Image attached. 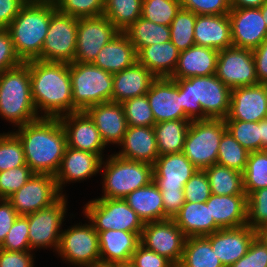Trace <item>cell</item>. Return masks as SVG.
<instances>
[{
  "instance_id": "cell-58",
  "label": "cell",
  "mask_w": 267,
  "mask_h": 267,
  "mask_svg": "<svg viewBox=\"0 0 267 267\" xmlns=\"http://www.w3.org/2000/svg\"><path fill=\"white\" fill-rule=\"evenodd\" d=\"M19 215L7 199L0 201V245Z\"/></svg>"
},
{
  "instance_id": "cell-15",
  "label": "cell",
  "mask_w": 267,
  "mask_h": 267,
  "mask_svg": "<svg viewBox=\"0 0 267 267\" xmlns=\"http://www.w3.org/2000/svg\"><path fill=\"white\" fill-rule=\"evenodd\" d=\"M119 32L104 15L78 18L74 62L93 63L105 44Z\"/></svg>"
},
{
  "instance_id": "cell-8",
  "label": "cell",
  "mask_w": 267,
  "mask_h": 267,
  "mask_svg": "<svg viewBox=\"0 0 267 267\" xmlns=\"http://www.w3.org/2000/svg\"><path fill=\"white\" fill-rule=\"evenodd\" d=\"M226 130L224 119L191 121L183 153L198 170L217 164L219 144Z\"/></svg>"
},
{
  "instance_id": "cell-35",
  "label": "cell",
  "mask_w": 267,
  "mask_h": 267,
  "mask_svg": "<svg viewBox=\"0 0 267 267\" xmlns=\"http://www.w3.org/2000/svg\"><path fill=\"white\" fill-rule=\"evenodd\" d=\"M191 119L169 120L153 126L159 156L183 152Z\"/></svg>"
},
{
  "instance_id": "cell-36",
  "label": "cell",
  "mask_w": 267,
  "mask_h": 267,
  "mask_svg": "<svg viewBox=\"0 0 267 267\" xmlns=\"http://www.w3.org/2000/svg\"><path fill=\"white\" fill-rule=\"evenodd\" d=\"M135 47L136 52L141 48L170 41V27L154 23L143 17L138 18L123 31Z\"/></svg>"
},
{
  "instance_id": "cell-17",
  "label": "cell",
  "mask_w": 267,
  "mask_h": 267,
  "mask_svg": "<svg viewBox=\"0 0 267 267\" xmlns=\"http://www.w3.org/2000/svg\"><path fill=\"white\" fill-rule=\"evenodd\" d=\"M228 17L234 47L253 50L267 38V26L259 8H231Z\"/></svg>"
},
{
  "instance_id": "cell-24",
  "label": "cell",
  "mask_w": 267,
  "mask_h": 267,
  "mask_svg": "<svg viewBox=\"0 0 267 267\" xmlns=\"http://www.w3.org/2000/svg\"><path fill=\"white\" fill-rule=\"evenodd\" d=\"M85 112L93 120L106 146L121 143L128 127L121 103L103 102L88 107Z\"/></svg>"
},
{
  "instance_id": "cell-51",
  "label": "cell",
  "mask_w": 267,
  "mask_h": 267,
  "mask_svg": "<svg viewBox=\"0 0 267 267\" xmlns=\"http://www.w3.org/2000/svg\"><path fill=\"white\" fill-rule=\"evenodd\" d=\"M211 187L204 170H197L184 185V197L187 202H206L211 196Z\"/></svg>"
},
{
  "instance_id": "cell-37",
  "label": "cell",
  "mask_w": 267,
  "mask_h": 267,
  "mask_svg": "<svg viewBox=\"0 0 267 267\" xmlns=\"http://www.w3.org/2000/svg\"><path fill=\"white\" fill-rule=\"evenodd\" d=\"M205 236L187 237L177 267H224Z\"/></svg>"
},
{
  "instance_id": "cell-4",
  "label": "cell",
  "mask_w": 267,
  "mask_h": 267,
  "mask_svg": "<svg viewBox=\"0 0 267 267\" xmlns=\"http://www.w3.org/2000/svg\"><path fill=\"white\" fill-rule=\"evenodd\" d=\"M56 10L54 1H30L6 28L20 60L25 63L40 60L51 14Z\"/></svg>"
},
{
  "instance_id": "cell-57",
  "label": "cell",
  "mask_w": 267,
  "mask_h": 267,
  "mask_svg": "<svg viewBox=\"0 0 267 267\" xmlns=\"http://www.w3.org/2000/svg\"><path fill=\"white\" fill-rule=\"evenodd\" d=\"M165 219H173L185 203L184 190H160Z\"/></svg>"
},
{
  "instance_id": "cell-34",
  "label": "cell",
  "mask_w": 267,
  "mask_h": 267,
  "mask_svg": "<svg viewBox=\"0 0 267 267\" xmlns=\"http://www.w3.org/2000/svg\"><path fill=\"white\" fill-rule=\"evenodd\" d=\"M124 200L136 212L144 224L165 220L162 195L153 181L129 193Z\"/></svg>"
},
{
  "instance_id": "cell-62",
  "label": "cell",
  "mask_w": 267,
  "mask_h": 267,
  "mask_svg": "<svg viewBox=\"0 0 267 267\" xmlns=\"http://www.w3.org/2000/svg\"><path fill=\"white\" fill-rule=\"evenodd\" d=\"M261 150L267 146V118L260 121Z\"/></svg>"
},
{
  "instance_id": "cell-61",
  "label": "cell",
  "mask_w": 267,
  "mask_h": 267,
  "mask_svg": "<svg viewBox=\"0 0 267 267\" xmlns=\"http://www.w3.org/2000/svg\"><path fill=\"white\" fill-rule=\"evenodd\" d=\"M266 0H229L231 8H260Z\"/></svg>"
},
{
  "instance_id": "cell-9",
  "label": "cell",
  "mask_w": 267,
  "mask_h": 267,
  "mask_svg": "<svg viewBox=\"0 0 267 267\" xmlns=\"http://www.w3.org/2000/svg\"><path fill=\"white\" fill-rule=\"evenodd\" d=\"M83 211L96 231L142 232L144 228L143 221L124 199L96 198Z\"/></svg>"
},
{
  "instance_id": "cell-43",
  "label": "cell",
  "mask_w": 267,
  "mask_h": 267,
  "mask_svg": "<svg viewBox=\"0 0 267 267\" xmlns=\"http://www.w3.org/2000/svg\"><path fill=\"white\" fill-rule=\"evenodd\" d=\"M225 123L234 139L247 151H261L260 121L225 120Z\"/></svg>"
},
{
  "instance_id": "cell-69",
  "label": "cell",
  "mask_w": 267,
  "mask_h": 267,
  "mask_svg": "<svg viewBox=\"0 0 267 267\" xmlns=\"http://www.w3.org/2000/svg\"><path fill=\"white\" fill-rule=\"evenodd\" d=\"M30 1H55V0H30Z\"/></svg>"
},
{
  "instance_id": "cell-19",
  "label": "cell",
  "mask_w": 267,
  "mask_h": 267,
  "mask_svg": "<svg viewBox=\"0 0 267 267\" xmlns=\"http://www.w3.org/2000/svg\"><path fill=\"white\" fill-rule=\"evenodd\" d=\"M67 136V146L98 154L102 159L105 150L100 132L85 111H77L59 117Z\"/></svg>"
},
{
  "instance_id": "cell-32",
  "label": "cell",
  "mask_w": 267,
  "mask_h": 267,
  "mask_svg": "<svg viewBox=\"0 0 267 267\" xmlns=\"http://www.w3.org/2000/svg\"><path fill=\"white\" fill-rule=\"evenodd\" d=\"M173 220L186 237L206 236L221 229L211 217L206 202L185 201Z\"/></svg>"
},
{
  "instance_id": "cell-40",
  "label": "cell",
  "mask_w": 267,
  "mask_h": 267,
  "mask_svg": "<svg viewBox=\"0 0 267 267\" xmlns=\"http://www.w3.org/2000/svg\"><path fill=\"white\" fill-rule=\"evenodd\" d=\"M196 16L195 13L181 7L169 26L170 41L180 52L195 45L194 27Z\"/></svg>"
},
{
  "instance_id": "cell-20",
  "label": "cell",
  "mask_w": 267,
  "mask_h": 267,
  "mask_svg": "<svg viewBox=\"0 0 267 267\" xmlns=\"http://www.w3.org/2000/svg\"><path fill=\"white\" fill-rule=\"evenodd\" d=\"M211 243L216 257L224 267H230L243 257L256 237V231L248 225L219 229L205 236Z\"/></svg>"
},
{
  "instance_id": "cell-27",
  "label": "cell",
  "mask_w": 267,
  "mask_h": 267,
  "mask_svg": "<svg viewBox=\"0 0 267 267\" xmlns=\"http://www.w3.org/2000/svg\"><path fill=\"white\" fill-rule=\"evenodd\" d=\"M157 77L136 61L130 67L113 74L111 101L122 103L127 99L146 95Z\"/></svg>"
},
{
  "instance_id": "cell-50",
  "label": "cell",
  "mask_w": 267,
  "mask_h": 267,
  "mask_svg": "<svg viewBox=\"0 0 267 267\" xmlns=\"http://www.w3.org/2000/svg\"><path fill=\"white\" fill-rule=\"evenodd\" d=\"M28 228V218L24 215H19L0 245V249L16 252L30 251Z\"/></svg>"
},
{
  "instance_id": "cell-30",
  "label": "cell",
  "mask_w": 267,
  "mask_h": 267,
  "mask_svg": "<svg viewBox=\"0 0 267 267\" xmlns=\"http://www.w3.org/2000/svg\"><path fill=\"white\" fill-rule=\"evenodd\" d=\"M215 223L221 228H237L247 225V195L211 194L206 201Z\"/></svg>"
},
{
  "instance_id": "cell-13",
  "label": "cell",
  "mask_w": 267,
  "mask_h": 267,
  "mask_svg": "<svg viewBox=\"0 0 267 267\" xmlns=\"http://www.w3.org/2000/svg\"><path fill=\"white\" fill-rule=\"evenodd\" d=\"M63 195L58 190L55 176L34 174L18 191L7 200L18 215H27L48 208Z\"/></svg>"
},
{
  "instance_id": "cell-60",
  "label": "cell",
  "mask_w": 267,
  "mask_h": 267,
  "mask_svg": "<svg viewBox=\"0 0 267 267\" xmlns=\"http://www.w3.org/2000/svg\"><path fill=\"white\" fill-rule=\"evenodd\" d=\"M257 80L262 83L267 80V38L252 50Z\"/></svg>"
},
{
  "instance_id": "cell-56",
  "label": "cell",
  "mask_w": 267,
  "mask_h": 267,
  "mask_svg": "<svg viewBox=\"0 0 267 267\" xmlns=\"http://www.w3.org/2000/svg\"><path fill=\"white\" fill-rule=\"evenodd\" d=\"M31 251L16 252L0 249V267H34Z\"/></svg>"
},
{
  "instance_id": "cell-55",
  "label": "cell",
  "mask_w": 267,
  "mask_h": 267,
  "mask_svg": "<svg viewBox=\"0 0 267 267\" xmlns=\"http://www.w3.org/2000/svg\"><path fill=\"white\" fill-rule=\"evenodd\" d=\"M130 263L135 267H176L166 257L145 248L141 244L138 245L133 253Z\"/></svg>"
},
{
  "instance_id": "cell-31",
  "label": "cell",
  "mask_w": 267,
  "mask_h": 267,
  "mask_svg": "<svg viewBox=\"0 0 267 267\" xmlns=\"http://www.w3.org/2000/svg\"><path fill=\"white\" fill-rule=\"evenodd\" d=\"M137 61V52L124 32H119L97 54L93 64L111 74L118 73Z\"/></svg>"
},
{
  "instance_id": "cell-63",
  "label": "cell",
  "mask_w": 267,
  "mask_h": 267,
  "mask_svg": "<svg viewBox=\"0 0 267 267\" xmlns=\"http://www.w3.org/2000/svg\"><path fill=\"white\" fill-rule=\"evenodd\" d=\"M256 237L267 246V225L261 226L256 230Z\"/></svg>"
},
{
  "instance_id": "cell-38",
  "label": "cell",
  "mask_w": 267,
  "mask_h": 267,
  "mask_svg": "<svg viewBox=\"0 0 267 267\" xmlns=\"http://www.w3.org/2000/svg\"><path fill=\"white\" fill-rule=\"evenodd\" d=\"M215 195L245 194L243 187V173L234 169L214 164L204 169Z\"/></svg>"
},
{
  "instance_id": "cell-6",
  "label": "cell",
  "mask_w": 267,
  "mask_h": 267,
  "mask_svg": "<svg viewBox=\"0 0 267 267\" xmlns=\"http://www.w3.org/2000/svg\"><path fill=\"white\" fill-rule=\"evenodd\" d=\"M107 159L101 163L104 170V195L101 198L124 199L129 193L153 181V165L149 163L123 159L116 154L108 155Z\"/></svg>"
},
{
  "instance_id": "cell-2",
  "label": "cell",
  "mask_w": 267,
  "mask_h": 267,
  "mask_svg": "<svg viewBox=\"0 0 267 267\" xmlns=\"http://www.w3.org/2000/svg\"><path fill=\"white\" fill-rule=\"evenodd\" d=\"M25 63L30 68L31 96L37 113L41 111L40 116L47 118L72 113L70 63L40 60Z\"/></svg>"
},
{
  "instance_id": "cell-21",
  "label": "cell",
  "mask_w": 267,
  "mask_h": 267,
  "mask_svg": "<svg viewBox=\"0 0 267 267\" xmlns=\"http://www.w3.org/2000/svg\"><path fill=\"white\" fill-rule=\"evenodd\" d=\"M267 118V97L261 83L231 90V101L224 120L259 122Z\"/></svg>"
},
{
  "instance_id": "cell-5",
  "label": "cell",
  "mask_w": 267,
  "mask_h": 267,
  "mask_svg": "<svg viewBox=\"0 0 267 267\" xmlns=\"http://www.w3.org/2000/svg\"><path fill=\"white\" fill-rule=\"evenodd\" d=\"M0 116L15 127L41 118L32 100L30 68L26 63L0 73Z\"/></svg>"
},
{
  "instance_id": "cell-59",
  "label": "cell",
  "mask_w": 267,
  "mask_h": 267,
  "mask_svg": "<svg viewBox=\"0 0 267 267\" xmlns=\"http://www.w3.org/2000/svg\"><path fill=\"white\" fill-rule=\"evenodd\" d=\"M28 0H0V28L6 29Z\"/></svg>"
},
{
  "instance_id": "cell-25",
  "label": "cell",
  "mask_w": 267,
  "mask_h": 267,
  "mask_svg": "<svg viewBox=\"0 0 267 267\" xmlns=\"http://www.w3.org/2000/svg\"><path fill=\"white\" fill-rule=\"evenodd\" d=\"M101 264L129 263L140 244L141 232L122 230L97 231Z\"/></svg>"
},
{
  "instance_id": "cell-64",
  "label": "cell",
  "mask_w": 267,
  "mask_h": 267,
  "mask_svg": "<svg viewBox=\"0 0 267 267\" xmlns=\"http://www.w3.org/2000/svg\"><path fill=\"white\" fill-rule=\"evenodd\" d=\"M259 9L261 10L263 20L267 26V0L264 2V4Z\"/></svg>"
},
{
  "instance_id": "cell-67",
  "label": "cell",
  "mask_w": 267,
  "mask_h": 267,
  "mask_svg": "<svg viewBox=\"0 0 267 267\" xmlns=\"http://www.w3.org/2000/svg\"><path fill=\"white\" fill-rule=\"evenodd\" d=\"M261 84H262V86H263V88H264L265 95H266V97H267V80L264 81V82H262Z\"/></svg>"
},
{
  "instance_id": "cell-12",
  "label": "cell",
  "mask_w": 267,
  "mask_h": 267,
  "mask_svg": "<svg viewBox=\"0 0 267 267\" xmlns=\"http://www.w3.org/2000/svg\"><path fill=\"white\" fill-rule=\"evenodd\" d=\"M67 205V199L63 195L52 206L25 215L28 218V237L32 251L44 247L58 250Z\"/></svg>"
},
{
  "instance_id": "cell-48",
  "label": "cell",
  "mask_w": 267,
  "mask_h": 267,
  "mask_svg": "<svg viewBox=\"0 0 267 267\" xmlns=\"http://www.w3.org/2000/svg\"><path fill=\"white\" fill-rule=\"evenodd\" d=\"M247 225L255 231L267 225V187L247 196Z\"/></svg>"
},
{
  "instance_id": "cell-42",
  "label": "cell",
  "mask_w": 267,
  "mask_h": 267,
  "mask_svg": "<svg viewBox=\"0 0 267 267\" xmlns=\"http://www.w3.org/2000/svg\"><path fill=\"white\" fill-rule=\"evenodd\" d=\"M243 187L247 196L267 187V157L262 151L249 152L243 172Z\"/></svg>"
},
{
  "instance_id": "cell-3",
  "label": "cell",
  "mask_w": 267,
  "mask_h": 267,
  "mask_svg": "<svg viewBox=\"0 0 267 267\" xmlns=\"http://www.w3.org/2000/svg\"><path fill=\"white\" fill-rule=\"evenodd\" d=\"M181 106L191 120L225 119L229 112L231 88L216 74L177 79Z\"/></svg>"
},
{
  "instance_id": "cell-46",
  "label": "cell",
  "mask_w": 267,
  "mask_h": 267,
  "mask_svg": "<svg viewBox=\"0 0 267 267\" xmlns=\"http://www.w3.org/2000/svg\"><path fill=\"white\" fill-rule=\"evenodd\" d=\"M128 126L153 127L155 119L146 95L134 97L121 103Z\"/></svg>"
},
{
  "instance_id": "cell-44",
  "label": "cell",
  "mask_w": 267,
  "mask_h": 267,
  "mask_svg": "<svg viewBox=\"0 0 267 267\" xmlns=\"http://www.w3.org/2000/svg\"><path fill=\"white\" fill-rule=\"evenodd\" d=\"M180 9V0H143L141 17L157 24L170 26Z\"/></svg>"
},
{
  "instance_id": "cell-33",
  "label": "cell",
  "mask_w": 267,
  "mask_h": 267,
  "mask_svg": "<svg viewBox=\"0 0 267 267\" xmlns=\"http://www.w3.org/2000/svg\"><path fill=\"white\" fill-rule=\"evenodd\" d=\"M180 51L171 42L158 43L141 48L137 61L157 78L170 77L177 65Z\"/></svg>"
},
{
  "instance_id": "cell-52",
  "label": "cell",
  "mask_w": 267,
  "mask_h": 267,
  "mask_svg": "<svg viewBox=\"0 0 267 267\" xmlns=\"http://www.w3.org/2000/svg\"><path fill=\"white\" fill-rule=\"evenodd\" d=\"M181 7L196 15H224L231 10L229 0H180Z\"/></svg>"
},
{
  "instance_id": "cell-16",
  "label": "cell",
  "mask_w": 267,
  "mask_h": 267,
  "mask_svg": "<svg viewBox=\"0 0 267 267\" xmlns=\"http://www.w3.org/2000/svg\"><path fill=\"white\" fill-rule=\"evenodd\" d=\"M216 76L231 89L259 84L252 50L234 46L220 50Z\"/></svg>"
},
{
  "instance_id": "cell-41",
  "label": "cell",
  "mask_w": 267,
  "mask_h": 267,
  "mask_svg": "<svg viewBox=\"0 0 267 267\" xmlns=\"http://www.w3.org/2000/svg\"><path fill=\"white\" fill-rule=\"evenodd\" d=\"M248 155L249 151L226 130L219 144L217 164L243 173L247 165Z\"/></svg>"
},
{
  "instance_id": "cell-28",
  "label": "cell",
  "mask_w": 267,
  "mask_h": 267,
  "mask_svg": "<svg viewBox=\"0 0 267 267\" xmlns=\"http://www.w3.org/2000/svg\"><path fill=\"white\" fill-rule=\"evenodd\" d=\"M194 42L197 46L209 47L218 51L232 47L231 24L228 14L197 15Z\"/></svg>"
},
{
  "instance_id": "cell-39",
  "label": "cell",
  "mask_w": 267,
  "mask_h": 267,
  "mask_svg": "<svg viewBox=\"0 0 267 267\" xmlns=\"http://www.w3.org/2000/svg\"><path fill=\"white\" fill-rule=\"evenodd\" d=\"M143 0H104V12L114 26L123 32L141 17Z\"/></svg>"
},
{
  "instance_id": "cell-65",
  "label": "cell",
  "mask_w": 267,
  "mask_h": 267,
  "mask_svg": "<svg viewBox=\"0 0 267 267\" xmlns=\"http://www.w3.org/2000/svg\"><path fill=\"white\" fill-rule=\"evenodd\" d=\"M88 267H117V265H110V264H97L93 266H88Z\"/></svg>"
},
{
  "instance_id": "cell-1",
  "label": "cell",
  "mask_w": 267,
  "mask_h": 267,
  "mask_svg": "<svg viewBox=\"0 0 267 267\" xmlns=\"http://www.w3.org/2000/svg\"><path fill=\"white\" fill-rule=\"evenodd\" d=\"M20 140L26 164L35 174L55 176L65 149L67 136L59 118L41 117L13 132Z\"/></svg>"
},
{
  "instance_id": "cell-10",
  "label": "cell",
  "mask_w": 267,
  "mask_h": 267,
  "mask_svg": "<svg viewBox=\"0 0 267 267\" xmlns=\"http://www.w3.org/2000/svg\"><path fill=\"white\" fill-rule=\"evenodd\" d=\"M78 18L55 10L40 54L44 62H74Z\"/></svg>"
},
{
  "instance_id": "cell-29",
  "label": "cell",
  "mask_w": 267,
  "mask_h": 267,
  "mask_svg": "<svg viewBox=\"0 0 267 267\" xmlns=\"http://www.w3.org/2000/svg\"><path fill=\"white\" fill-rule=\"evenodd\" d=\"M218 52L216 49L197 45L181 51L176 68L169 78L177 80L216 74Z\"/></svg>"
},
{
  "instance_id": "cell-7",
  "label": "cell",
  "mask_w": 267,
  "mask_h": 267,
  "mask_svg": "<svg viewBox=\"0 0 267 267\" xmlns=\"http://www.w3.org/2000/svg\"><path fill=\"white\" fill-rule=\"evenodd\" d=\"M73 112L111 101L113 74L93 63H70Z\"/></svg>"
},
{
  "instance_id": "cell-45",
  "label": "cell",
  "mask_w": 267,
  "mask_h": 267,
  "mask_svg": "<svg viewBox=\"0 0 267 267\" xmlns=\"http://www.w3.org/2000/svg\"><path fill=\"white\" fill-rule=\"evenodd\" d=\"M26 164L22 144L12 132L0 133V172Z\"/></svg>"
},
{
  "instance_id": "cell-53",
  "label": "cell",
  "mask_w": 267,
  "mask_h": 267,
  "mask_svg": "<svg viewBox=\"0 0 267 267\" xmlns=\"http://www.w3.org/2000/svg\"><path fill=\"white\" fill-rule=\"evenodd\" d=\"M230 267H267V246L255 237L248 252Z\"/></svg>"
},
{
  "instance_id": "cell-22",
  "label": "cell",
  "mask_w": 267,
  "mask_h": 267,
  "mask_svg": "<svg viewBox=\"0 0 267 267\" xmlns=\"http://www.w3.org/2000/svg\"><path fill=\"white\" fill-rule=\"evenodd\" d=\"M197 170L183 152L161 155L153 164V182L159 190H184Z\"/></svg>"
},
{
  "instance_id": "cell-47",
  "label": "cell",
  "mask_w": 267,
  "mask_h": 267,
  "mask_svg": "<svg viewBox=\"0 0 267 267\" xmlns=\"http://www.w3.org/2000/svg\"><path fill=\"white\" fill-rule=\"evenodd\" d=\"M56 9L76 18L102 16L104 0H55Z\"/></svg>"
},
{
  "instance_id": "cell-18",
  "label": "cell",
  "mask_w": 267,
  "mask_h": 267,
  "mask_svg": "<svg viewBox=\"0 0 267 267\" xmlns=\"http://www.w3.org/2000/svg\"><path fill=\"white\" fill-rule=\"evenodd\" d=\"M156 123L190 119L181 106V90L169 77L156 78L146 93Z\"/></svg>"
},
{
  "instance_id": "cell-68",
  "label": "cell",
  "mask_w": 267,
  "mask_h": 267,
  "mask_svg": "<svg viewBox=\"0 0 267 267\" xmlns=\"http://www.w3.org/2000/svg\"><path fill=\"white\" fill-rule=\"evenodd\" d=\"M265 155H266V157H267V146L266 147H264V148H262V150H261Z\"/></svg>"
},
{
  "instance_id": "cell-66",
  "label": "cell",
  "mask_w": 267,
  "mask_h": 267,
  "mask_svg": "<svg viewBox=\"0 0 267 267\" xmlns=\"http://www.w3.org/2000/svg\"><path fill=\"white\" fill-rule=\"evenodd\" d=\"M117 267H135L132 263H122L118 264Z\"/></svg>"
},
{
  "instance_id": "cell-54",
  "label": "cell",
  "mask_w": 267,
  "mask_h": 267,
  "mask_svg": "<svg viewBox=\"0 0 267 267\" xmlns=\"http://www.w3.org/2000/svg\"><path fill=\"white\" fill-rule=\"evenodd\" d=\"M22 63L15 52L9 31L0 28V73L15 68Z\"/></svg>"
},
{
  "instance_id": "cell-49",
  "label": "cell",
  "mask_w": 267,
  "mask_h": 267,
  "mask_svg": "<svg viewBox=\"0 0 267 267\" xmlns=\"http://www.w3.org/2000/svg\"><path fill=\"white\" fill-rule=\"evenodd\" d=\"M35 173L25 164L0 172V196L7 199L18 191Z\"/></svg>"
},
{
  "instance_id": "cell-11",
  "label": "cell",
  "mask_w": 267,
  "mask_h": 267,
  "mask_svg": "<svg viewBox=\"0 0 267 267\" xmlns=\"http://www.w3.org/2000/svg\"><path fill=\"white\" fill-rule=\"evenodd\" d=\"M57 253L63 261L78 267L100 264L98 232L90 222L63 230Z\"/></svg>"
},
{
  "instance_id": "cell-23",
  "label": "cell",
  "mask_w": 267,
  "mask_h": 267,
  "mask_svg": "<svg viewBox=\"0 0 267 267\" xmlns=\"http://www.w3.org/2000/svg\"><path fill=\"white\" fill-rule=\"evenodd\" d=\"M102 158L98 154L66 147L60 168L55 175L58 190L68 182L84 181L101 171ZM100 170V171H99Z\"/></svg>"
},
{
  "instance_id": "cell-26",
  "label": "cell",
  "mask_w": 267,
  "mask_h": 267,
  "mask_svg": "<svg viewBox=\"0 0 267 267\" xmlns=\"http://www.w3.org/2000/svg\"><path fill=\"white\" fill-rule=\"evenodd\" d=\"M119 146L122 149L116 155L123 159L153 165L159 157L153 127L128 126Z\"/></svg>"
},
{
  "instance_id": "cell-14",
  "label": "cell",
  "mask_w": 267,
  "mask_h": 267,
  "mask_svg": "<svg viewBox=\"0 0 267 267\" xmlns=\"http://www.w3.org/2000/svg\"><path fill=\"white\" fill-rule=\"evenodd\" d=\"M186 238L173 219H165L145 223L140 244L166 257L177 267L182 259Z\"/></svg>"
}]
</instances>
